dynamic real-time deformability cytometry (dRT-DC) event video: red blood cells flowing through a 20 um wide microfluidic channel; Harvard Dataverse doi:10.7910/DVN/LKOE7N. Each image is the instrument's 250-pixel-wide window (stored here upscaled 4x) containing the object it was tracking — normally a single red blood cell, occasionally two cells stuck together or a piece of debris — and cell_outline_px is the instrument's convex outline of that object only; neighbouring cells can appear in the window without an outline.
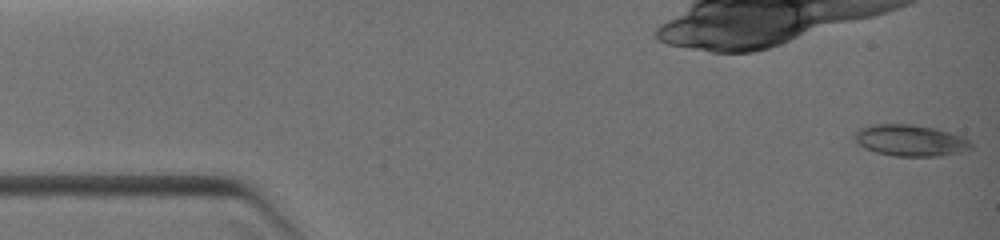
{"species": "common noctule bat (a hibernating species)", "species_latin": "Nyctalus noctula", "temperature_condition": "warm", "stored_images_in_passage": 38, "camera_frame_rate_fps": 3000, "um_per_image_px": 0.085, "animal": {"sex": "female", "body_mass_g": 19.0, "forearm_length_mm": 51.5}, "frame": {"image": 1, "passage_image": 1, "time_ms": 0.0, "image_size_px": [1000, 240], "cell_outline_px": [[972, 148], [960, 152], [944, 156], [896, 156], [876, 152], [864, 148], [852, 140], [856, 132], [860, 128], [876, 124], [908, 124], [932, 128], [948, 132], [960, 136], [968, 140], [972, 144]], "centroid_in_image_um": [77.34, 11.95], "position_along_channel_um": 7.7, "area_um2": 21.15}}
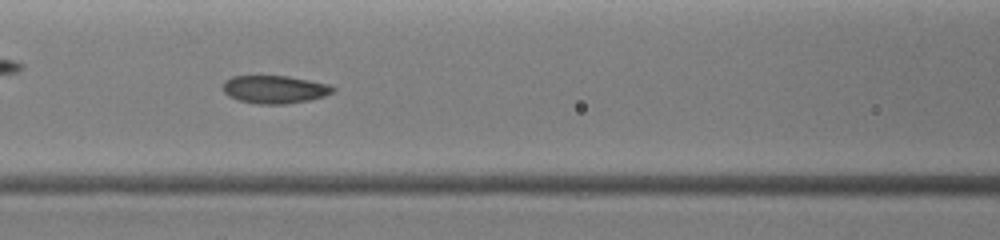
{"frame": {"image": 2, "passage_image": 26, "time_ms": 5.0, "image_size_px": [1000, 240], "cell_outline_px": [[336, 88], [332, 92], [324, 96], [308, 100], [284, 104], [260, 104], [240, 100], [228, 96], [224, 92], [224, 84], [232, 76], [288, 76], [328, 84]], "centroid_in_image_um": [23.36, 7.6], "position_along_channel_um": 143.2, "area_um2": 17.57}}
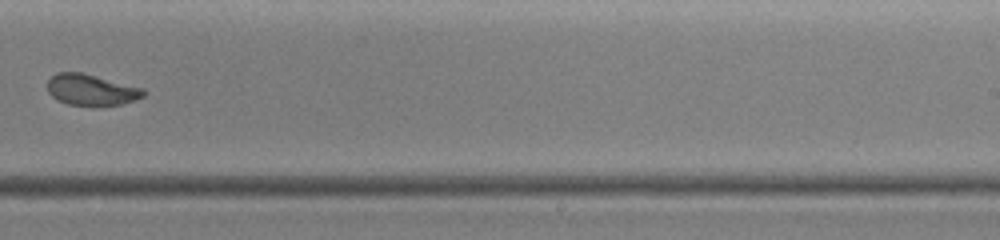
{"frame": {"image": 3, "passage_image": 37, "time_ms": 7.667, "image_size_px": [1000, 240], "cell_outline_px": [[144, 96], [136, 100], [120, 104], [92, 108], [68, 104], [56, 100], [48, 92], [48, 80], [56, 72], [80, 72], [144, 88]], "centroid_in_image_um": [7.75, 7.67], "position_along_channel_um": 281.3, "area_um2": 17.8}}